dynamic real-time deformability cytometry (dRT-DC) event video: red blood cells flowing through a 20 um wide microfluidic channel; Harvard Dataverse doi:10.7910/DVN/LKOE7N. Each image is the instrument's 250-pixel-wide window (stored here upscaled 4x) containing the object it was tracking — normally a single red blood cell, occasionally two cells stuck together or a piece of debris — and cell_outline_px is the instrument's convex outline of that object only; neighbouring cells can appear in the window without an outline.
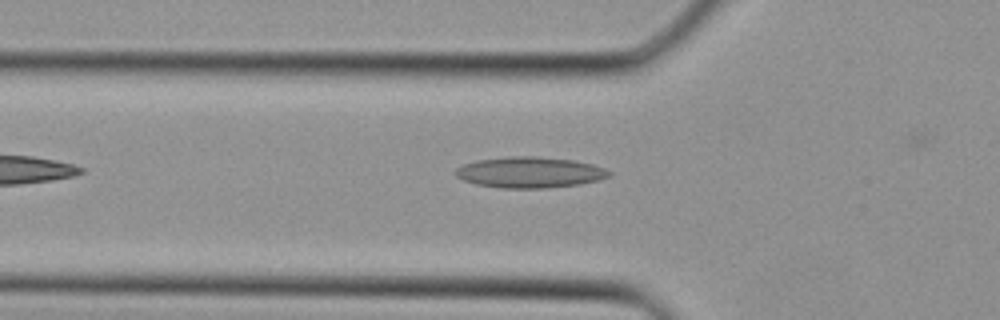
{"species": "Egyptian fruit bat (a non-hibernating species)", "species_latin": "Rousettus aegyptiacus", "temperature_condition": "cold", "stored_images_in_passage": 4, "camera_frame_rate_fps": 3000, "um_per_image_px": 0.085, "animal": {"sex": "female"}, "frame": {"image": 1, "passage_image": 2, "time_ms": 0.333, "image_size_px": [1000, 320], "cell_outline_px": [[612, 172], [608, 176], [596, 180], [580, 184], [544, 188], [500, 188], [476, 184], [464, 180], [456, 176], [456, 168], [464, 164], [476, 160], [512, 156], [540, 156], [572, 160], [592, 164], [604, 168]], "centroid_in_image_um": [45.01, 14.64], "position_along_channel_um": 80.8, "area_um2": 27.51}}